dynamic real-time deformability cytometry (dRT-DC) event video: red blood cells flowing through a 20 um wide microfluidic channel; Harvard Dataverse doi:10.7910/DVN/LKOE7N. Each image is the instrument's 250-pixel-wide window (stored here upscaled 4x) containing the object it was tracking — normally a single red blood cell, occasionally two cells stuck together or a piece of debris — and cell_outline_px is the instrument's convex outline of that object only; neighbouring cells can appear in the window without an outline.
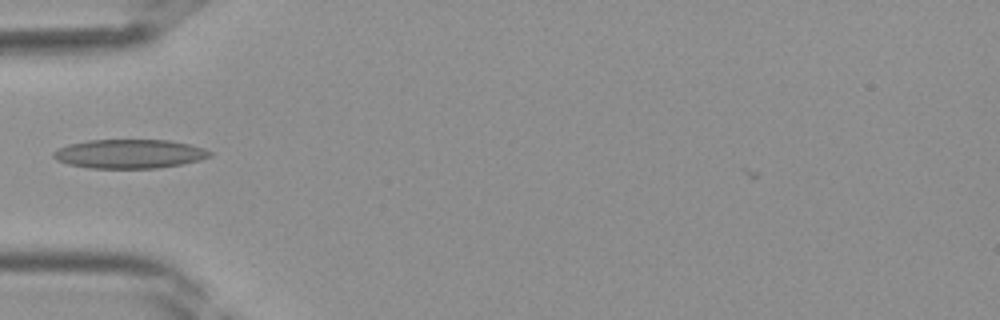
{"species": "Egyptian fruit bat (a non-hibernating species)", "species_latin": "Rousettus aegyptiacus", "temperature_condition": "room temperature", "stored_images_in_passage": 30, "camera_frame_rate_fps": 3000, "um_per_image_px": 0.085, "frame": {"image": 1, "passage_image": 5, "time_ms": 1.333, "image_size_px": [1000, 320], "cell_outline_px": [[212, 156], [200, 160], [184, 164], [156, 168], [88, 168], [68, 164], [56, 160], [52, 156], [52, 152], [68, 144], [88, 140], [168, 140], [188, 144], [204, 148], [212, 152]], "centroid_in_image_um": [11.01, 13.08], "position_along_channel_um": 74.0, "area_um2": 26.53}}
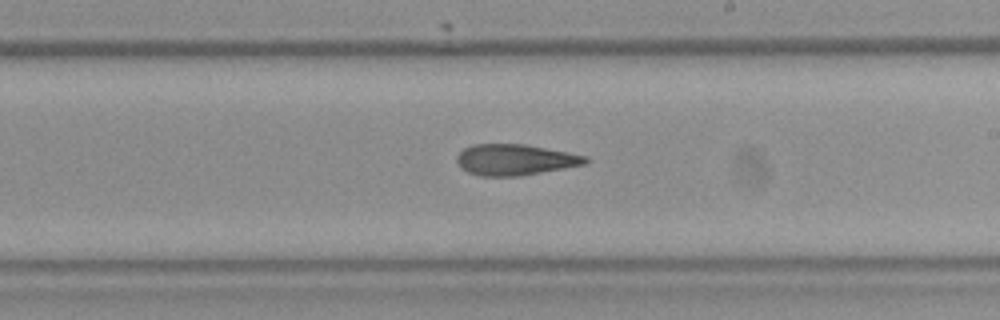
{"frame": {"image": 2, "passage_image": 15, "time_ms": 4.667, "image_size_px": [1000, 320], "cell_outline_px": [[592, 160], [588, 164], [520, 176], [480, 176], [468, 172], [460, 168], [456, 160], [456, 156], [464, 148], [472, 144], [524, 144], [568, 152], [588, 156]], "centroid_in_image_um": [43.81, 13.58], "position_along_channel_um": 245.2, "area_um2": 23.52}}
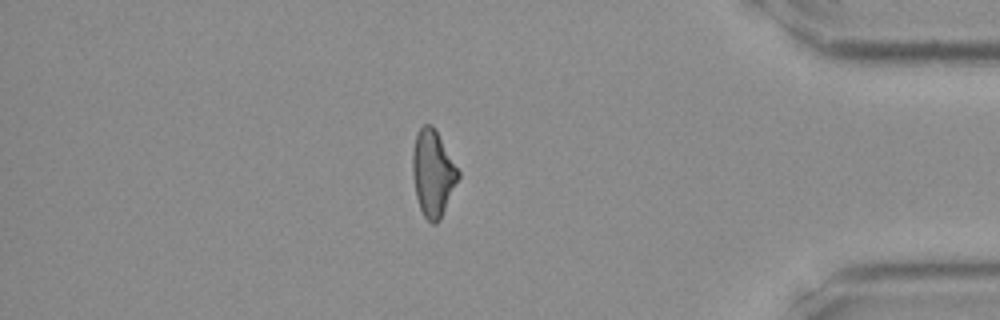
{"frame": {"image": 3, "passage_image": 26, "time_ms": 8.333, "image_size_px": [1000, 320], "cell_outline_px": [[460, 176], [440, 220], [436, 224], [432, 224], [424, 216], [420, 208], [416, 196], [412, 176], [412, 152], [416, 136], [420, 128], [424, 124], [432, 124], [436, 128], [460, 172]], "centroid_in_image_um": [36.8, 14.71], "position_along_channel_um": 398.4, "area_um2": 23.12}}